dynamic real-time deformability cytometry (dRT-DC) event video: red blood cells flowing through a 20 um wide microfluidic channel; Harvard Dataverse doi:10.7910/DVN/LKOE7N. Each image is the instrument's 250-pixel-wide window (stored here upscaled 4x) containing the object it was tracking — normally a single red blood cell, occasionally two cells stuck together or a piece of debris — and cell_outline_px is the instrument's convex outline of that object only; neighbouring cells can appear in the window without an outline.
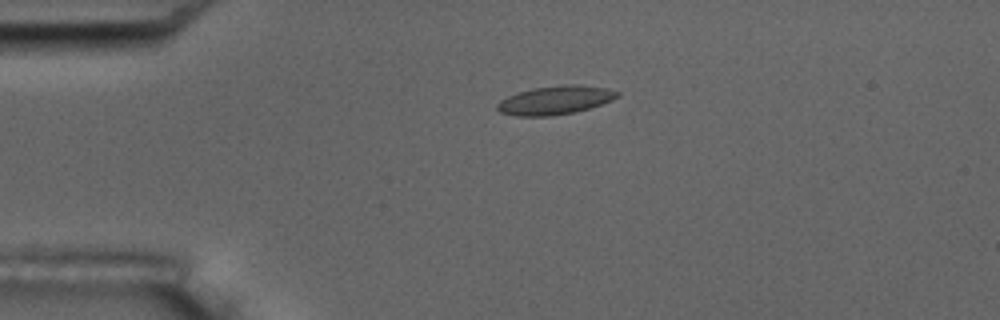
{"species": "common noctule bat (a hibernating species)", "species_latin": "Nyctalus noctula", "temperature_condition": "room temperature", "stored_images_in_passage": 3, "camera_frame_rate_fps": 3000, "um_per_image_px": 0.085, "animal": {"sex": "male", "body_mass_g": 17.5, "forearm_length_mm": 52.3}, "frame": {"image": 1, "passage_image": 2, "time_ms": 1.333, "image_size_px": [1000, 320], "cell_outline_px": [[620, 96], [612, 100], [576, 112], [548, 116], [516, 116], [500, 112], [496, 108], [496, 104], [500, 100], [508, 96], [532, 88], [564, 84], [580, 84], [604, 88], [620, 92]], "centroid_in_image_um": [47.18, 8.51], "position_along_channel_um": 37.8, "area_um2": 20.0}}